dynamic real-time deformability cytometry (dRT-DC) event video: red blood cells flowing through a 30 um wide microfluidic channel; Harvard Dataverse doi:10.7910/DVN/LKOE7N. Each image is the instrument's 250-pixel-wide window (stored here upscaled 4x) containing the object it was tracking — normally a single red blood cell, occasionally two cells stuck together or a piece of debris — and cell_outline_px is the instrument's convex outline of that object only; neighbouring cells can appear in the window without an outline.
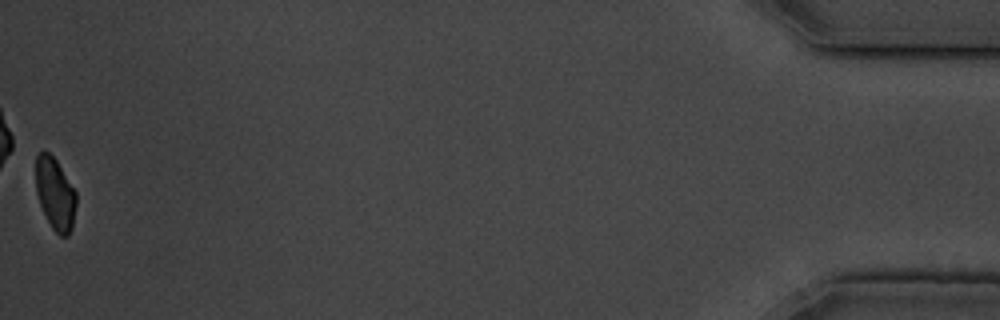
{"species": "common noctule bat (a hibernating species)", "species_latin": "Nyctalus noctula", "temperature_condition": "cold", "stored_images_in_passage": 53, "camera_frame_rate_fps": 3000, "um_per_image_px": 0.085, "animal": {"sex": "male", "body_mass_g": 19.5, "forearm_length_mm": 54.6}, "frame": {"image": 1, "passage_image": 53, "time_ms": 17.333, "image_size_px": [1000, 320], "cell_outline_px": [[76, 204], [72, 228], [68, 236], [60, 236], [52, 228], [40, 204], [36, 192], [36, 156], [40, 152], [48, 152], [56, 160], [76, 192]], "centroid_in_image_um": [4.69, 16.49], "position_along_channel_um": 430.5, "area_um2": 16.76}, "authors_computed_cell_mechanics": {"area_um2": 19.363, "velocity_mm_per_s": 3.6321, "shape_relaxation_time_tau1_ms": 2.9664, "shape_relaxation_time_tau2_ms": null, "deformation_change_tau1": 0.0837, "deformation_change_tau2": null}}